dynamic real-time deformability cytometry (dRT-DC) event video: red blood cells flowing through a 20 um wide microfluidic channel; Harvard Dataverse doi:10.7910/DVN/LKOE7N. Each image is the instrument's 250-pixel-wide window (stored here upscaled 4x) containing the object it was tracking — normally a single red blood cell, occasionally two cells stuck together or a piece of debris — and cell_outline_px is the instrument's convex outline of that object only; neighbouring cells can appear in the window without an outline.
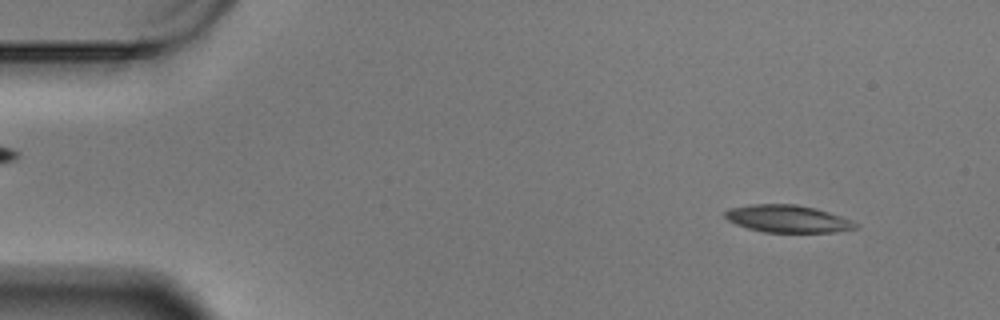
{"species": "Egyptian fruit bat (a non-hibernating species)", "species_latin": "Rousettus aegyptiacus", "temperature_condition": "warm", "stored_images_in_passage": 59, "camera_frame_rate_fps": 3000, "um_per_image_px": 0.085, "animal": {"sex": "male"}, "frame": {"image": 1, "passage_image": 5, "time_ms": 1.333, "image_size_px": [1000, 320], "cell_outline_px": [[860, 228], [832, 232], [764, 232], [748, 228], [736, 224], [728, 220], [724, 216], [724, 212], [732, 208], [752, 204], [796, 204], [816, 208], [852, 220], [860, 224]], "centroid_in_image_um": [67.0, 18.6], "position_along_channel_um": 18.0, "area_um2": 20.81}}
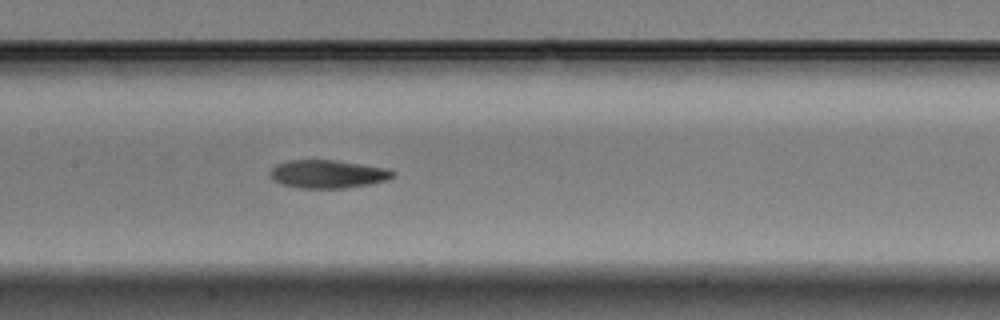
{"frame": {"image": 2, "passage_image": 28, "time_ms": 9.0, "image_size_px": [1000, 320], "cell_outline_px": [[396, 176], [384, 180], [368, 184], [344, 188], [300, 188], [280, 184], [272, 180], [268, 172], [276, 164], [288, 160], [336, 160], [388, 168], [396, 172]], "centroid_in_image_um": [27.83, 14.79], "position_along_channel_um": 179.6, "area_um2": 20.29}}
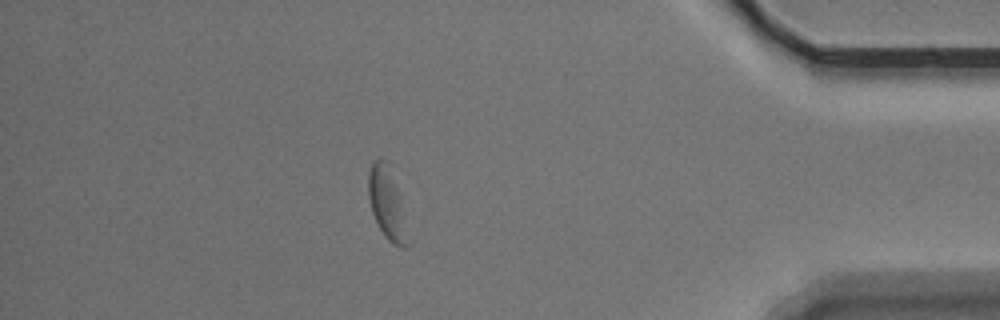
{"frame": {"image": 3, "passage_image": 51, "time_ms": 16.667, "image_size_px": [1000, 320], "cell_outline_px": [[412, 244], [408, 248], [400, 248], [392, 244], [384, 236], [372, 212], [368, 196], [368, 172], [372, 160], [380, 156], [388, 160], [392, 164], [412, 240]], "centroid_in_image_um": [32.97, 17.27], "position_along_channel_um": 402.2, "area_um2": 17.92}, "authors_computed_cell_mechanics": {"area_um2": 20.6924, "velocity_mm_per_s": 3.3992, "shape_relaxation_time_tau1_ms": 7.6574, "shape_relaxation_time_tau2_ms": 4.6927, "deformation_change_tau1": 0.1751, "deformation_change_tau2": 0.1298}}